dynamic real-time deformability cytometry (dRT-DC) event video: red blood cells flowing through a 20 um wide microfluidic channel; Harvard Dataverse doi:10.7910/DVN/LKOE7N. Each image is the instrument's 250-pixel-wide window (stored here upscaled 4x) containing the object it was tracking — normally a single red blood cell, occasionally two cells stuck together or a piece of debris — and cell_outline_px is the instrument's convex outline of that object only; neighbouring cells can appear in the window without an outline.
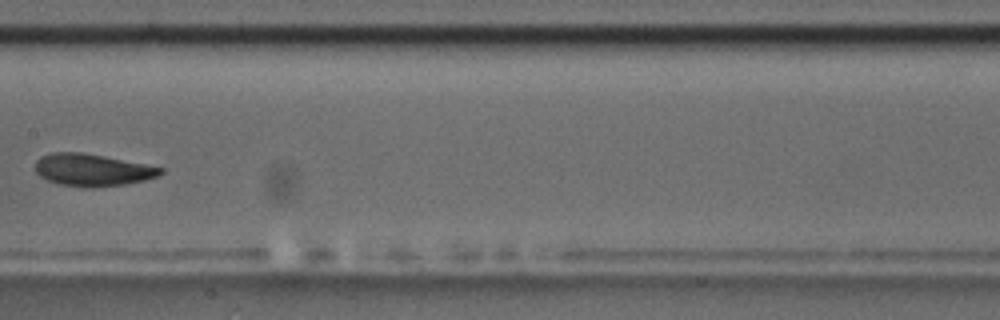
{"species": "common noctule bat (a hibernating species)", "species_latin": "Nyctalus noctula", "temperature_condition": "room temperature", "stored_images_in_passage": 9, "camera_frame_rate_fps": 3000, "um_per_image_px": 0.085, "animal": {"sex": "male", "body_mass_g": 17.5, "forearm_length_mm": 52.3}, "frame": {"image": 1, "passage_image": 8, "time_ms": 8.333, "image_size_px": [1000, 320], "cell_outline_px": [[164, 172], [160, 176], [144, 180], [124, 184], [92, 188], [60, 184], [48, 180], [40, 176], [32, 168], [36, 160], [40, 156], [52, 152], [84, 152], [164, 168]], "centroid_in_image_um": [7.82, 14.44], "position_along_channel_um": 199.6, "area_um2": 23.64}}